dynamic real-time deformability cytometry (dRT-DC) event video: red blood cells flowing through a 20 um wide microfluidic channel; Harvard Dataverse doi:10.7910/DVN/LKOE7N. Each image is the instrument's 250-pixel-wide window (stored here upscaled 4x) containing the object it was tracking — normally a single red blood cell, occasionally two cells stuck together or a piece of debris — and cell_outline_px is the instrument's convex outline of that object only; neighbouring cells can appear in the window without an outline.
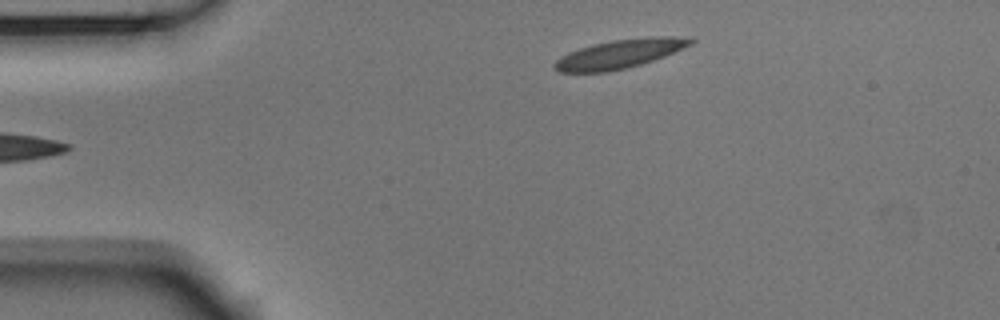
{"species": "Egyptian fruit bat (a non-hibernating species)", "species_latin": "Rousettus aegyptiacus", "temperature_condition": "room temperature", "stored_images_in_passage": 38, "camera_frame_rate_fps": 3000, "um_per_image_px": 0.085, "animal": {"sex": "male"}, "frame": {"image": 1, "passage_image": 1, "time_ms": 0.0, "image_size_px": [1000, 320], "cell_outline_px": [[696, 40], [692, 44], [664, 56], [640, 64], [624, 68], [604, 72], [560, 72], [552, 64], [560, 56], [568, 52], [592, 44], [612, 40], [648, 36], [692, 36]], "centroid_in_image_um": [52.71, 4.55], "position_along_channel_um": 32.3, "area_um2": 22.89}}
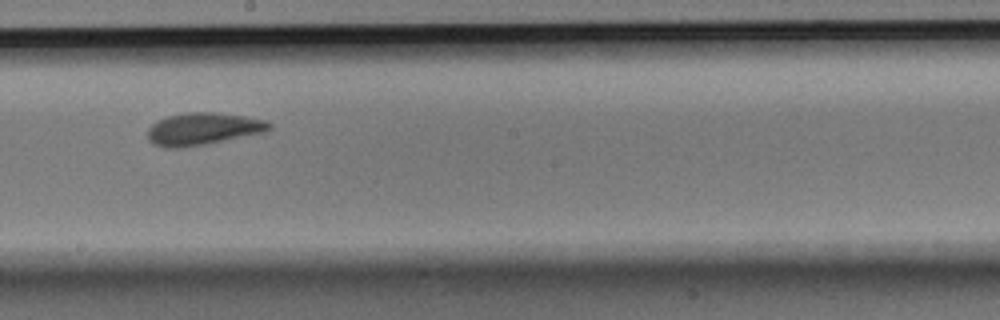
{"frame": {"image": 2, "passage_image": 21, "time_ms": 6.667, "image_size_px": [1000, 320], "cell_outline_px": [[272, 128], [264, 132], [184, 148], [164, 148], [152, 144], [148, 140], [148, 128], [156, 120], [168, 116], [184, 112], [216, 112], [244, 116], [264, 120], [272, 124]], "centroid_in_image_um": [17.2, 10.95], "position_along_channel_um": 231.0, "area_um2": 22.95}}
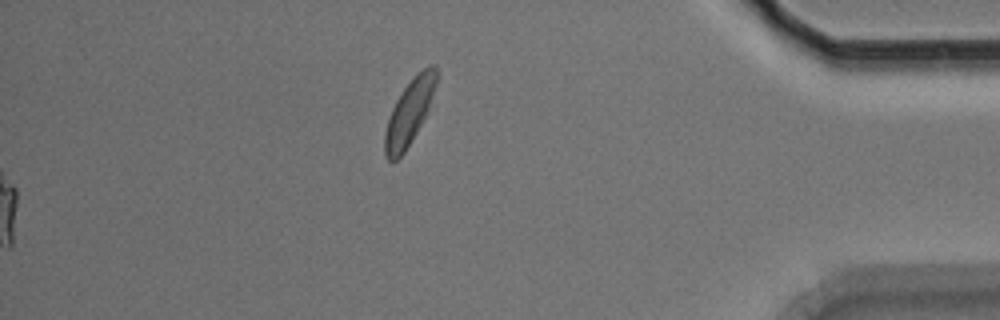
{"frame": {"image": 3, "passage_image": 38, "time_ms": 12.333, "image_size_px": [1000, 320], "cell_outline_px": [[436, 84], [428, 108], [416, 132], [404, 152], [396, 160], [388, 160], [384, 156], [384, 132], [392, 108], [396, 100], [404, 88], [416, 72], [432, 64], [436, 64]], "centroid_in_image_um": [34.76, 9.53], "position_along_channel_um": 400.4, "area_um2": 19.07}, "authors_computed_cell_mechanics": {"area_um2": 22.1374, "velocity_mm_per_s": 3.6611, "shape_relaxation_time_tau1_ms": 5.5701, "shape_relaxation_time_tau2_ms": 2.0448, "deformation_change_tau1": 0.1633, "deformation_change_tau2": 0.0734}}